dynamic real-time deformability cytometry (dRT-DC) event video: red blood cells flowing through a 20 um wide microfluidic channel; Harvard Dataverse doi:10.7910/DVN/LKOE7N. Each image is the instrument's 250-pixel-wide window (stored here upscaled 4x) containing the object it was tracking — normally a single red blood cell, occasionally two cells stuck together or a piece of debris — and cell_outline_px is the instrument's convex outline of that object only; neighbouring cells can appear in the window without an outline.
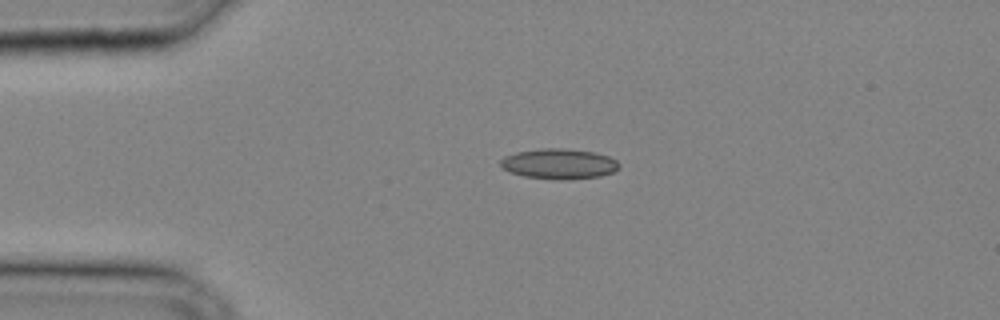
{"species": "common noctule bat (a hibernating species)", "species_latin": "Nyctalus noctula", "temperature_condition": "cold", "stored_images_in_passage": 26, "camera_frame_rate_fps": 3000, "um_per_image_px": 0.085, "animal": {"sex": "male", "body_mass_g": 20.4}, "frame": {"image": 1, "passage_image": 1, "time_ms": 0.0, "image_size_px": [1000, 320], "cell_outline_px": [[620, 168], [612, 172], [600, 176], [568, 180], [560, 180], [524, 176], [500, 168], [500, 160], [504, 156], [516, 152], [540, 148], [564, 148], [596, 152], [608, 156], [616, 160], [620, 164]], "centroid_in_image_um": [47.52, 13.92], "position_along_channel_um": 37.5, "area_um2": 21.15}}
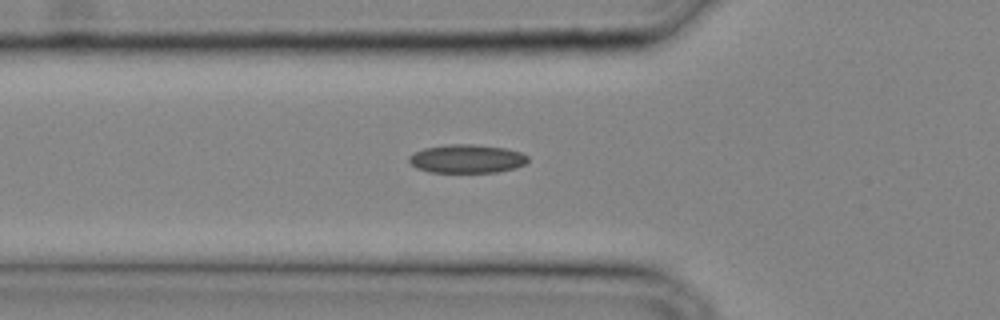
{"frame": {"image": 2, "passage_image": 5, "time_ms": 1.333, "image_size_px": [1000, 320], "cell_outline_px": [[528, 160], [524, 164], [516, 168], [496, 172], [428, 172], [416, 168], [408, 160], [408, 156], [424, 148], [452, 144], [472, 144], [504, 148], [520, 152], [528, 156]], "centroid_in_image_um": [39.67, 13.5], "position_along_channel_um": 86.1, "area_um2": 19.65}}
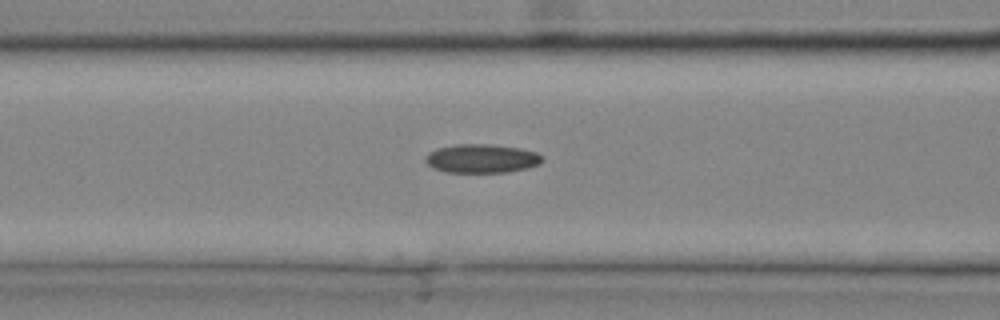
{"frame": {"image": 3, "passage_image": 7, "time_ms": 2.0, "image_size_px": [1000, 320], "cell_outline_px": [[544, 160], [540, 164], [528, 168], [508, 172], [444, 172], [432, 168], [424, 160], [428, 152], [436, 148], [456, 144], [488, 144], [520, 148], [536, 152], [544, 156]], "centroid_in_image_um": [40.95, 13.47], "position_along_channel_um": 125.7, "area_um2": 19.83}}